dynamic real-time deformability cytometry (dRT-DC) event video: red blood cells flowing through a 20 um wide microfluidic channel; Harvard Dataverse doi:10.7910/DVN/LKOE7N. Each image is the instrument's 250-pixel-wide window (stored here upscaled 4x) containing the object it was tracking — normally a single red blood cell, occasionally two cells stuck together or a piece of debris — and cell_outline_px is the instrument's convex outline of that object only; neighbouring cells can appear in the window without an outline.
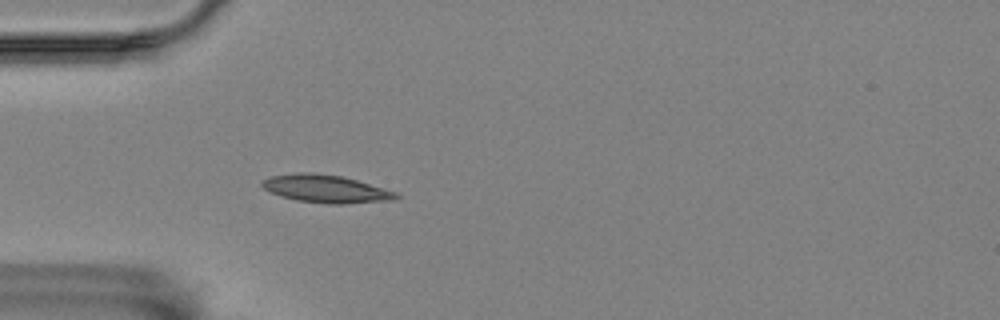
{"species": "Egyptian fruit bat (a non-hibernating species)", "species_latin": "Rousettus aegyptiacus", "temperature_condition": "room temperature", "stored_images_in_passage": 2, "camera_frame_rate_fps": 3000, "um_per_image_px": 0.085, "animal": {"sex": "female"}, "frame": {"image": 1, "passage_image": 2, "time_ms": 1.333, "image_size_px": [1000, 320], "cell_outline_px": [[400, 196], [396, 200], [344, 204], [328, 204], [296, 200], [280, 196], [268, 192], [260, 184], [264, 180], [272, 176], [304, 172], [308, 172], [340, 176], [356, 180], [396, 192]], "centroid_in_image_um": [27.7, 16.07], "position_along_channel_um": 57.3, "area_um2": 21.56}}